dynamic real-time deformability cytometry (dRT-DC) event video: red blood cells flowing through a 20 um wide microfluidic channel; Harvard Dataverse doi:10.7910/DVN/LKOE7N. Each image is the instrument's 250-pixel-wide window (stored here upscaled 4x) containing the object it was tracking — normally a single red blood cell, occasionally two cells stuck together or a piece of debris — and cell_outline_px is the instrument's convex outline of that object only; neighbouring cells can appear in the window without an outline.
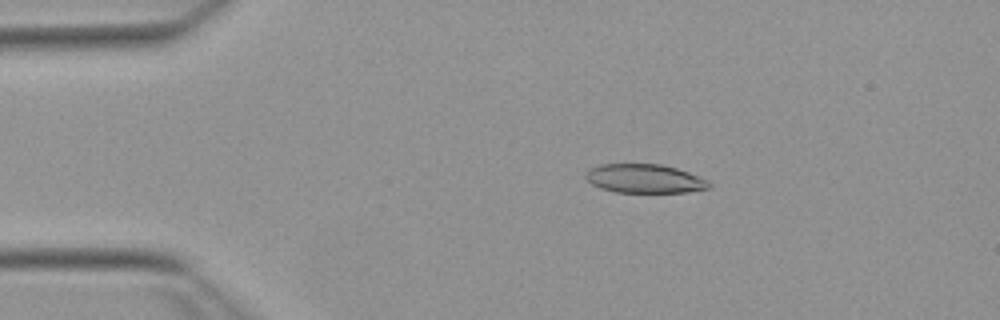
{"species": "Egyptian fruit bat (a non-hibernating species)", "species_latin": "Rousettus aegyptiacus", "temperature_condition": "warm", "stored_images_in_passage": 53, "camera_frame_rate_fps": 3000, "um_per_image_px": 0.085, "animal": {"sex": "female"}, "frame": {"image": 1, "passage_image": 10, "time_ms": 3.0, "image_size_px": [1000, 320], "cell_outline_px": [[712, 184], [708, 188], [688, 192], [616, 192], [600, 188], [592, 184], [584, 176], [584, 172], [588, 168], [600, 164], [660, 164], [676, 168], [688, 172], [708, 180]], "centroid_in_image_um": [54.75, 15.18], "position_along_channel_um": 30.2, "area_um2": 20.81}}
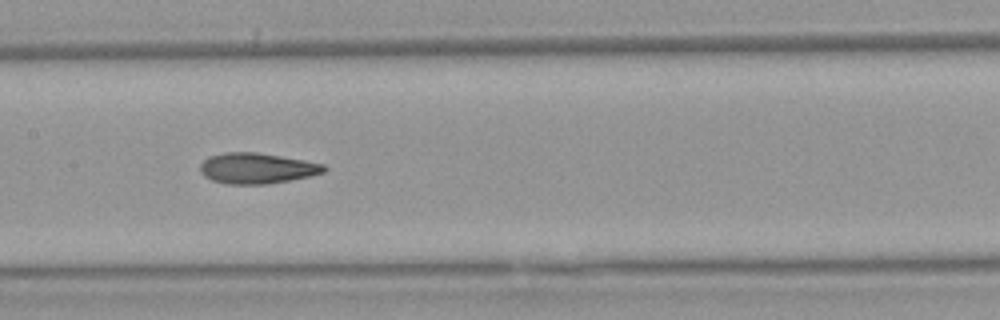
{"frame": {"image": 2, "passage_image": 26, "time_ms": 8.333, "image_size_px": [1000, 320], "cell_outline_px": [[328, 168], [324, 172], [308, 176], [288, 180], [264, 184], [224, 184], [212, 180], [204, 176], [200, 172], [200, 164], [208, 156], [224, 152], [256, 152], [304, 160], [324, 164]], "centroid_in_image_um": [21.79, 14.3], "position_along_channel_um": 185.6, "area_um2": 22.08}}
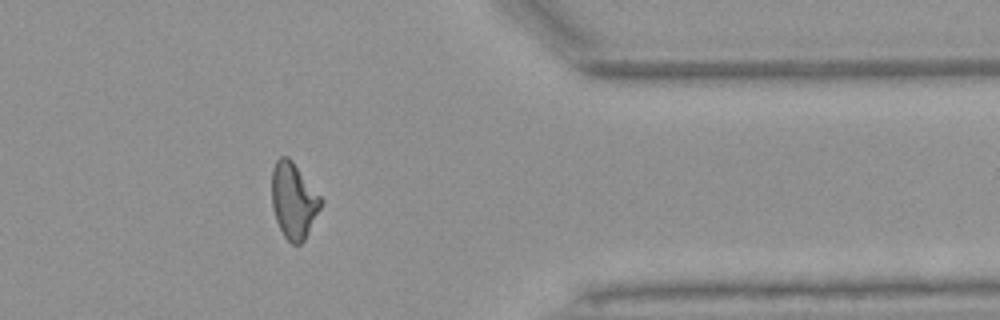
{"frame": {"image": 3, "passage_image": 43, "time_ms": 14.0, "image_size_px": [1000, 320], "cell_outline_px": [[324, 200], [304, 240], [300, 244], [292, 244], [284, 236], [276, 220], [272, 208], [272, 168], [276, 160], [280, 156], [288, 156], [292, 160]], "centroid_in_image_um": [24.95, 17.02], "position_along_channel_um": 386.5, "area_um2": 21.62}, "authors_computed_cell_mechanics": {"area_um2": 21.7906, "velocity_mm_per_s": 3.8729, "shape_relaxation_time_tau1_ms": null, "shape_relaxation_time_tau2_ms": 2.1629, "deformation_change_tau1": null, "deformation_change_tau2": 0.0929}}